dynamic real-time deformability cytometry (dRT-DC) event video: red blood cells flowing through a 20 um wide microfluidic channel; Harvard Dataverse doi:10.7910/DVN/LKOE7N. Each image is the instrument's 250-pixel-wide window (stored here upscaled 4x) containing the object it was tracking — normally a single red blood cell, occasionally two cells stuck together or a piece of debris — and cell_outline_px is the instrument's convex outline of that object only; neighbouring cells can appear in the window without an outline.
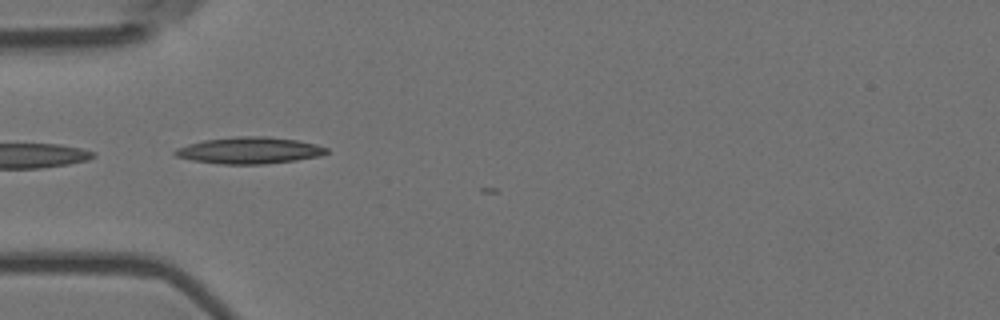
{"species": "Egyptian fruit bat (a non-hibernating species)", "species_latin": "Rousettus aegyptiacus", "temperature_condition": "room temperature", "stored_images_in_passage": 6, "camera_frame_rate_fps": 3000, "um_per_image_px": 0.085, "animal": {"sex": "female"}, "frame": {"image": 1, "passage_image": 5, "time_ms": 1.333, "image_size_px": [1000, 320], "cell_outline_px": [[328, 152], [320, 156], [296, 160], [264, 164], [220, 164], [192, 160], [176, 156], [172, 152], [176, 148], [188, 144], [204, 140], [236, 136], [268, 136], [296, 140], [316, 144], [328, 148]], "centroid_in_image_um": [21.19, 12.78], "position_along_channel_um": 63.8, "area_um2": 23.52}}